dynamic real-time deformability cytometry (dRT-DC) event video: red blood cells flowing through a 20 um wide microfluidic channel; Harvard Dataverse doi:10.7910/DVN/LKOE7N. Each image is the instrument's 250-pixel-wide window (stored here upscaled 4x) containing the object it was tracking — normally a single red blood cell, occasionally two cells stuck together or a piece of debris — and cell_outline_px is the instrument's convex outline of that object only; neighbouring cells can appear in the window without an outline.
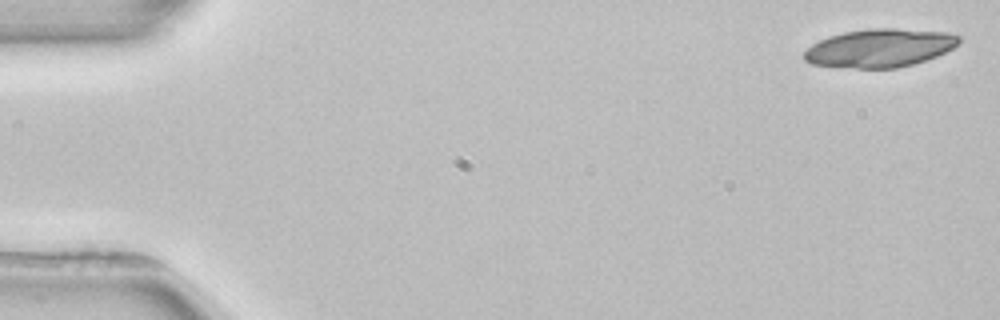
{"species": "common noctule bat (a hibernating species)", "species_latin": "Nyctalus noctula", "temperature_condition": "room temperature", "stored_images_in_passage": 4, "camera_frame_rate_fps": 3000, "um_per_image_px": 0.085, "animal": {"sex": "female", "body_mass_g": 22.7, "forearm_length_mm": 54.2}, "frame": {"image": 1, "passage_image": 1, "time_ms": 0.0, "image_size_px": [1000, 320], "cell_outline_px": [[964, 36], [960, 44], [936, 56], [912, 64], [896, 68], [856, 68], [812, 64], [804, 60], [804, 52], [812, 44], [820, 40], [844, 32], [872, 28], [892, 28], [948, 32]], "centroid_in_image_um": [74.83, 4.07], "position_along_channel_um": 10.2, "area_um2": 34.45}}